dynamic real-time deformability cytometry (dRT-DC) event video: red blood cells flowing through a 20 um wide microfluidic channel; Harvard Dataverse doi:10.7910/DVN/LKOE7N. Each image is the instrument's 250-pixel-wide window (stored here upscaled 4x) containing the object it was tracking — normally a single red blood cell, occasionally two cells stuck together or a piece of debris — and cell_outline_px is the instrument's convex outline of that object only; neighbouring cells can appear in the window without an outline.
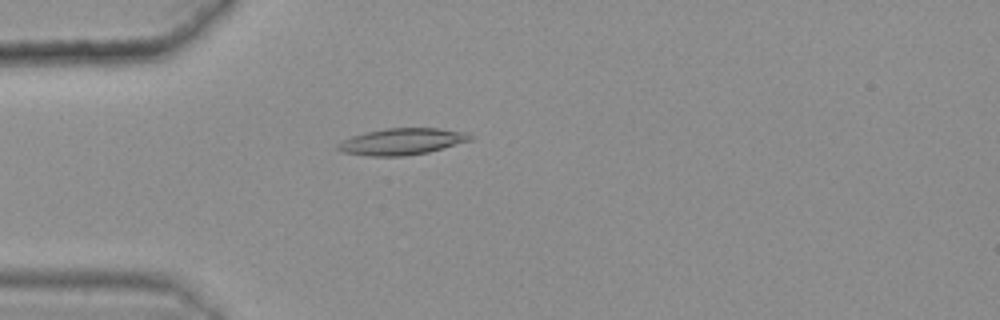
{"species": "common noctule bat (a hibernating species)", "species_latin": "Nyctalus noctula", "temperature_condition": "warm", "stored_images_in_passage": 47, "camera_frame_rate_fps": 3000, "um_per_image_px": 0.085, "animal": {"sex": "female", "body_mass_g": 25.1}, "frame": {"image": 1, "passage_image": 13, "time_ms": 4.0, "image_size_px": [1000, 320], "cell_outline_px": [[476, 136], [472, 140], [428, 152], [404, 156], [368, 156], [344, 152], [336, 148], [336, 144], [352, 136], [364, 132], [384, 128], [440, 128], [468, 132]], "centroid_in_image_um": [34.21, 12.02], "position_along_channel_um": 50.8, "area_um2": 20.63}}
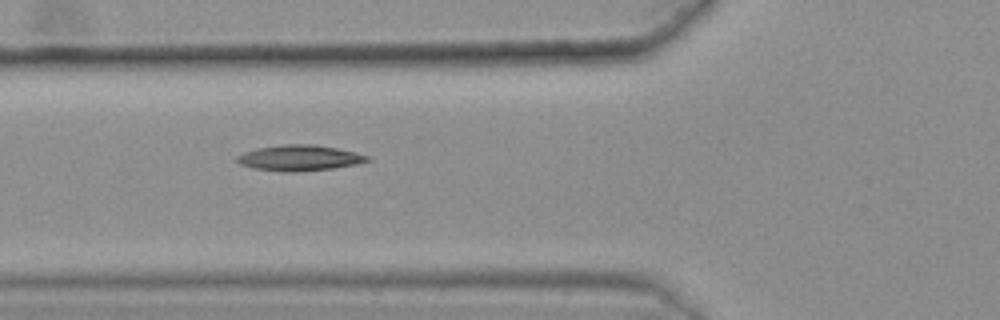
{"frame": {"image": 2, "passage_image": 18, "time_ms": 5.667, "image_size_px": [1000, 320], "cell_outline_px": [[372, 160], [356, 164], [332, 168], [296, 172], [280, 172], [252, 168], [240, 164], [236, 160], [236, 156], [244, 152], [256, 148], [284, 144], [316, 144], [356, 152], [372, 156]], "centroid_in_image_um": [25.46, 13.42], "position_along_channel_um": 100.3, "area_um2": 19.77}}
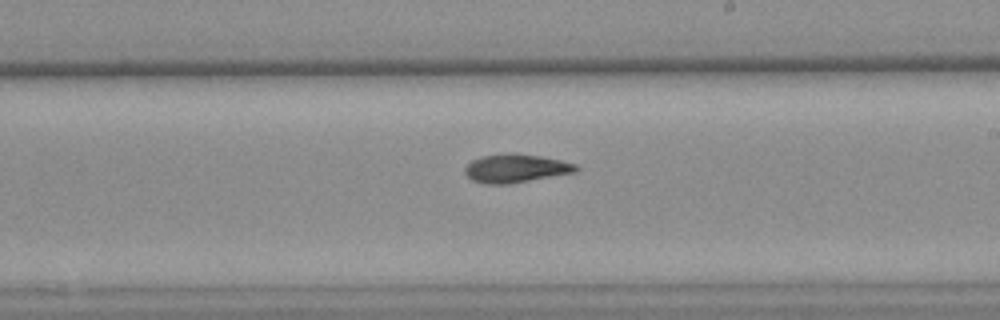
{"frame": {"image": 3, "passage_image": 30, "time_ms": 9.667, "image_size_px": [1000, 320], "cell_outline_px": [[580, 168], [576, 172], [508, 184], [484, 184], [472, 180], [464, 172], [464, 168], [472, 160], [480, 156], [508, 152], [512, 152], [540, 156], [560, 160], [576, 164]], "centroid_in_image_um": [43.82, 14.3], "position_along_channel_um": 245.2, "area_um2": 18.55}, "authors_computed_cell_mechanics": {"area_um2": 18.5538, "velocity_mm_per_s": 3.6277, "shape_relaxation_time_tau1_ms": null, "shape_relaxation_time_tau2_ms": 7.6462, "deformation_change_tau1": null, "deformation_change_tau2": 0.1494}}